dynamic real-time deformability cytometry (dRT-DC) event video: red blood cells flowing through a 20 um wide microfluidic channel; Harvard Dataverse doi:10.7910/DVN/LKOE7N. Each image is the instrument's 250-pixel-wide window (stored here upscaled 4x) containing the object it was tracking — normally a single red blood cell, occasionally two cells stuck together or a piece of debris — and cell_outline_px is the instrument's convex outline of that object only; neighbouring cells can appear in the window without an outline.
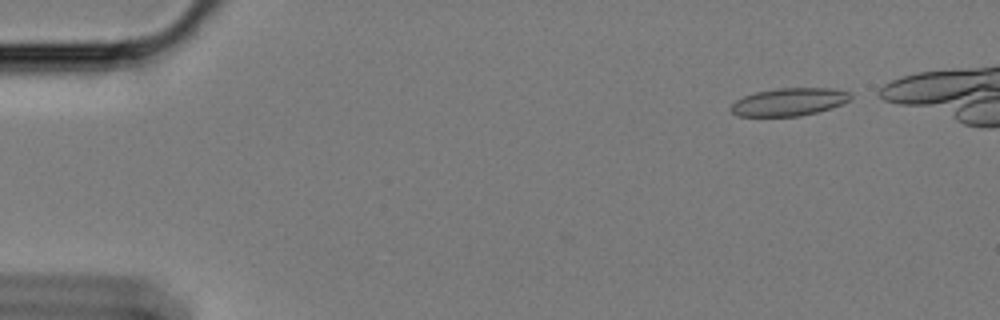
{"species": "Egyptian fruit bat (a non-hibernating species)", "species_latin": "Rousettus aegyptiacus", "temperature_condition": "cold", "stored_images_in_passage": 49, "camera_frame_rate_fps": 3000, "um_per_image_px": 0.085, "animal": {"sex": "female"}, "frame": {"image": 1, "passage_image": 3, "time_ms": 0.667, "image_size_px": [1000, 320], "cell_outline_px": [[852, 96], [848, 100], [832, 108], [800, 116], [736, 116], [728, 108], [736, 100], [744, 96], [756, 92], [776, 88], [832, 88], [848, 92]], "centroid_in_image_um": [67.03, 8.66], "position_along_channel_um": 18.0, "area_um2": 19.31}}
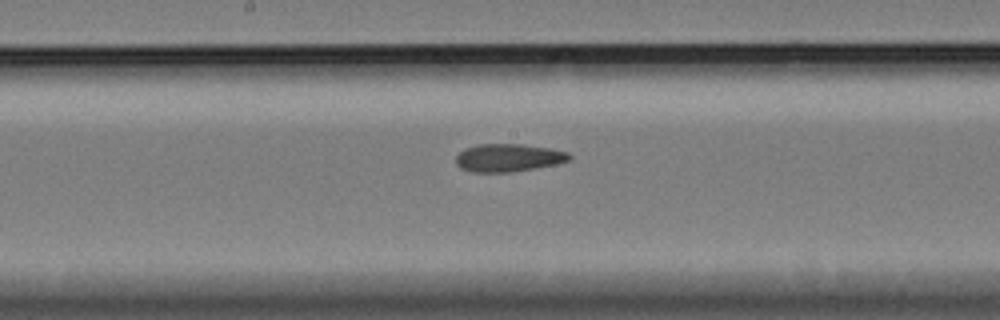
{"frame": {"image": 2, "passage_image": 28, "time_ms": 9.0, "image_size_px": [1000, 320], "cell_outline_px": [[572, 160], [556, 164], [512, 172], [472, 172], [460, 168], [456, 164], [456, 156], [464, 148], [476, 144], [524, 144], [548, 148], [568, 152], [572, 156]], "centroid_in_image_um": [43.21, 13.4], "position_along_channel_um": 205.0, "area_um2": 18.55}}
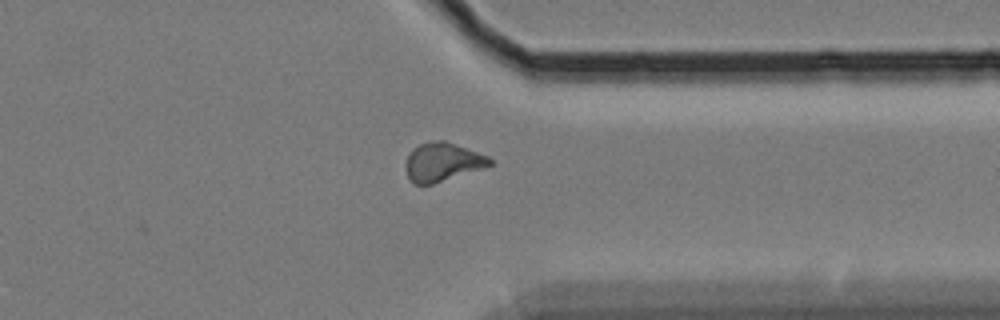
{"frame": {"image": 3, "passage_image": 43, "time_ms": 14.0, "image_size_px": [1000, 320], "cell_outline_px": [[492, 164], [484, 168], [432, 184], [412, 184], [408, 180], [404, 168], [404, 164], [408, 152], [412, 148], [420, 144], [436, 140], [444, 140], [488, 156], [492, 160]], "centroid_in_image_um": [37.55, 13.78], "position_along_channel_um": 373.9, "area_um2": 19.13}, "authors_computed_cell_mechanics": {"area_um2": 18.785, "velocity_mm_per_s": 3.4092, "shape_relaxation_time_tau1_ms": null, "shape_relaxation_time_tau2_ms": 4.2237, "deformation_change_tau1": null, "deformation_change_tau2": 0.1083}}